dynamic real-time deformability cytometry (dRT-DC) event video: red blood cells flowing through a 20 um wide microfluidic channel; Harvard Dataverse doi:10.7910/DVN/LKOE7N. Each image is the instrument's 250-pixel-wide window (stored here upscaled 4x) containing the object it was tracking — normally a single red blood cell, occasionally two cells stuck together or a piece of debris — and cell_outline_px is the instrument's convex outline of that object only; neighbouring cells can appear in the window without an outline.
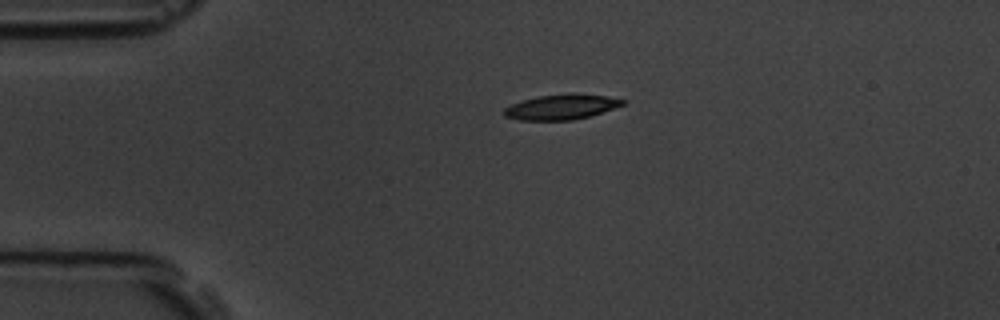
{"species": "common noctule bat (a hibernating species)", "species_latin": "Nyctalus noctula", "temperature_condition": "room temperature", "stored_images_in_passage": 3, "camera_frame_rate_fps": 3000, "um_per_image_px": 0.085, "animal": {"sex": "male", "body_mass_g": 19.5, "forearm_length_mm": 54.6}, "frame": {"image": 1, "passage_image": 1, "time_ms": 0.0, "image_size_px": [1000, 320], "cell_outline_px": [[628, 100], [624, 104], [588, 116], [572, 120], [520, 120], [504, 116], [504, 108], [520, 100], [540, 96], [572, 92], [604, 96]], "centroid_in_image_um": [47.69, 9.07], "position_along_channel_um": 37.3, "area_um2": 17.28}}
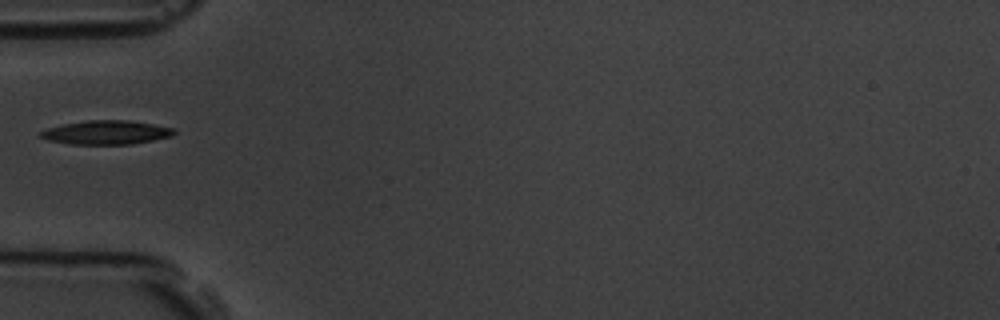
{"frame": {"image": 2, "passage_image": 3, "time_ms": 2.0, "image_size_px": [1000, 320], "cell_outline_px": [[176, 132], [172, 136], [132, 144], [72, 144], [48, 140], [40, 136], [36, 132], [48, 128], [64, 124], [88, 120], [128, 120], [176, 128]], "centroid_in_image_um": [9.04, 11.25], "position_along_channel_um": 76.0, "area_um2": 18.55}}